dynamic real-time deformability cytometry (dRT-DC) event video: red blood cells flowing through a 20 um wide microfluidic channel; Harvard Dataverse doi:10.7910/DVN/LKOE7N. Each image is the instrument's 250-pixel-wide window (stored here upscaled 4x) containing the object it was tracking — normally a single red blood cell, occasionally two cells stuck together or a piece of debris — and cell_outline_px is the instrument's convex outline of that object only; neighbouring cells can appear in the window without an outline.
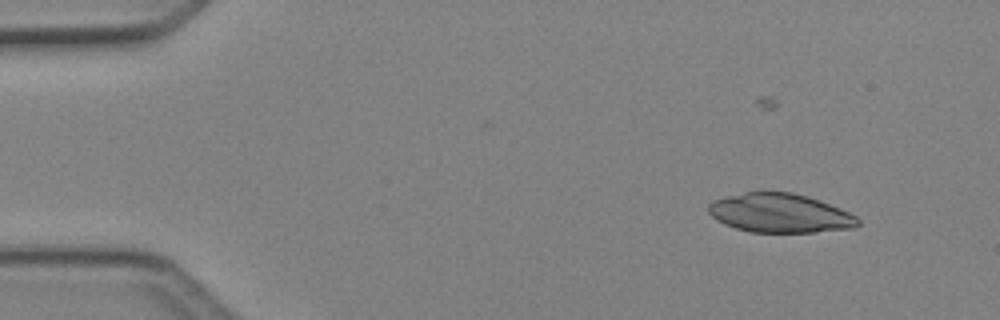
{"species": "Egyptian fruit bat (a non-hibernating species)", "species_latin": "Rousettus aegyptiacus", "temperature_condition": "cold", "stored_images_in_passage": 51, "camera_frame_rate_fps": 3000, "um_per_image_px": 0.085, "animal": {"sex": "female"}, "frame": {"image": 1, "passage_image": 8, "time_ms": 2.333, "image_size_px": [1000, 320], "cell_outline_px": [[860, 224], [852, 228], [816, 232], [752, 232], [736, 228], [724, 224], [716, 220], [708, 212], [708, 204], [712, 200], [744, 192], [764, 188], [792, 192], [808, 196], [840, 208], [856, 216], [860, 220]], "centroid_in_image_um": [66.26, 18.08], "position_along_channel_um": 18.7, "area_um2": 34.68}}